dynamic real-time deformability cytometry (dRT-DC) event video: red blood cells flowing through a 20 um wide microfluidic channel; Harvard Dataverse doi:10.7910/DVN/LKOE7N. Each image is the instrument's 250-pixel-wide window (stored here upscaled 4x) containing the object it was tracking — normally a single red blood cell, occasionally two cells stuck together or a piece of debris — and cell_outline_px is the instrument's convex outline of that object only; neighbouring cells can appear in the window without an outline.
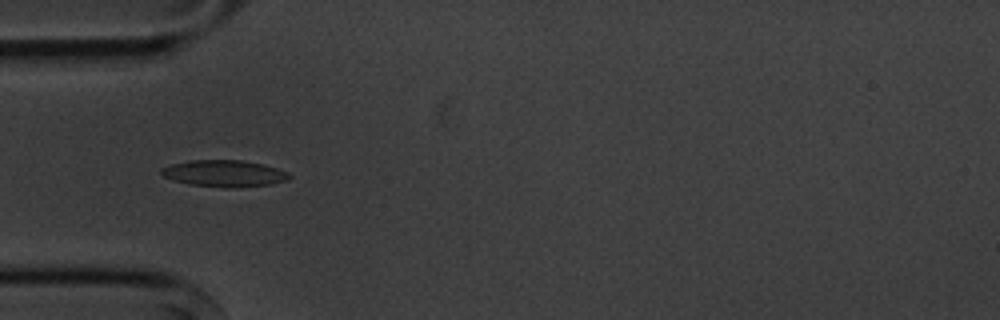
{"species": "common noctule bat (a hibernating species)", "species_latin": "Nyctalus noctula", "temperature_condition": "cold", "stored_images_in_passage": 7, "camera_frame_rate_fps": 3000, "um_per_image_px": 0.085, "animal": {"sex": "male", "body_mass_g": 20.1, "forearm_length_mm": 53.5}, "frame": {"image": 1, "passage_image": 4, "time_ms": 3.333, "image_size_px": [1000, 320], "cell_outline_px": [[292, 176], [288, 180], [268, 184], [236, 188], [224, 188], [188, 184], [172, 180], [164, 176], [160, 172], [160, 168], [172, 164], [188, 160], [240, 160], [264, 164], [288, 172]], "centroid_in_image_um": [19.04, 14.74], "position_along_channel_um": 66.0, "area_um2": 20.0}}
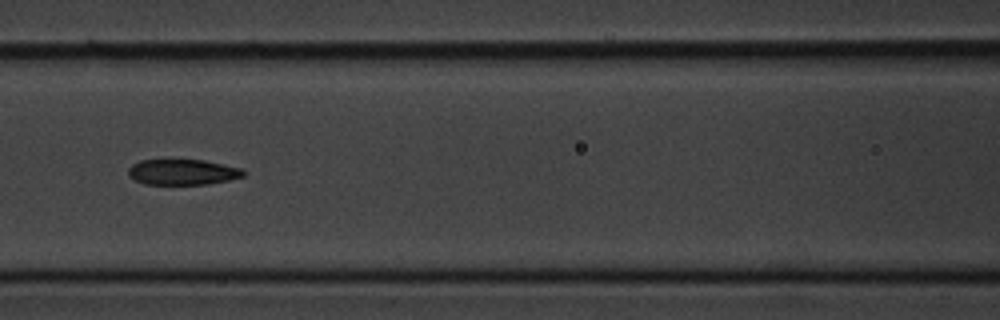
{"frame": {"image": 2, "passage_image": 6, "time_ms": 5.667, "image_size_px": [1000, 320], "cell_outline_px": [[248, 172], [244, 176], [228, 180], [204, 184], [144, 184], [128, 176], [128, 168], [132, 164], [140, 160], [204, 160], [244, 168]], "centroid_in_image_um": [15.56, 14.62], "position_along_channel_um": 151.0, "area_um2": 17.28}}
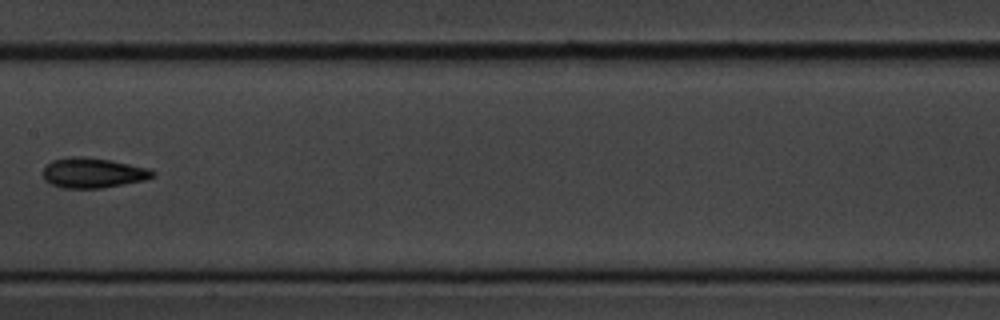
{"frame": {"image": 3, "passage_image": 7, "time_ms": 7.0, "image_size_px": [1000, 320], "cell_outline_px": [[156, 176], [144, 180], [100, 188], [64, 188], [52, 184], [44, 180], [44, 168], [52, 160], [68, 156], [80, 156], [112, 160], [148, 168], [156, 172]], "centroid_in_image_um": [7.91, 14.68], "position_along_channel_um": 199.5, "area_um2": 19.19}}